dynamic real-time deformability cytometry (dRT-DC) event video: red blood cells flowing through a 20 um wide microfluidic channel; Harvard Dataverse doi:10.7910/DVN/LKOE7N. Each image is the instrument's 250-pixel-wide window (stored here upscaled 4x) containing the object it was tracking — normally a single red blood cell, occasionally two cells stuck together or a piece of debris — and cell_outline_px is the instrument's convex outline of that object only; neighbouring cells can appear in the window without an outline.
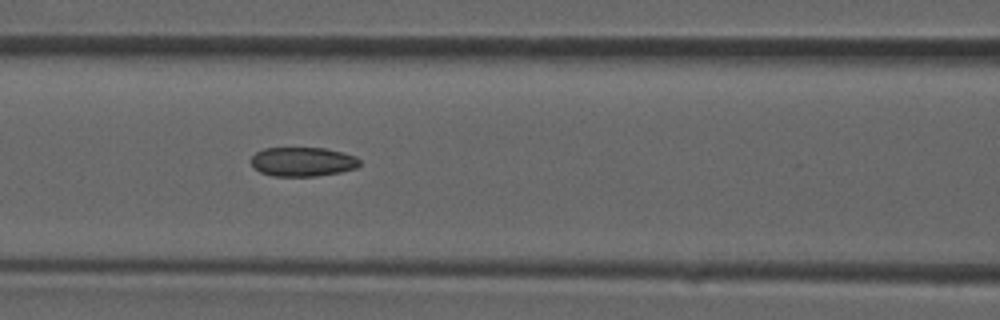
{"species": "common noctule bat (a hibernating species)", "species_latin": "Nyctalus noctula", "temperature_condition": "room temperature", "stored_images_in_passage": 37, "camera_frame_rate_fps": 3000, "um_per_image_px": 0.085, "animal": {"sex": "male", "forearm_length_mm": 52.5}, "frame": {"image": 1, "passage_image": 16, "time_ms": 5.0, "image_size_px": [1000, 320], "cell_outline_px": [[360, 164], [356, 168], [340, 172], [316, 176], [272, 176], [260, 172], [252, 164], [252, 156], [256, 152], [264, 148], [324, 148], [344, 152], [356, 156], [360, 160]], "centroid_in_image_um": [25.75, 13.74], "position_along_channel_um": 140.8, "area_um2": 18.5}}